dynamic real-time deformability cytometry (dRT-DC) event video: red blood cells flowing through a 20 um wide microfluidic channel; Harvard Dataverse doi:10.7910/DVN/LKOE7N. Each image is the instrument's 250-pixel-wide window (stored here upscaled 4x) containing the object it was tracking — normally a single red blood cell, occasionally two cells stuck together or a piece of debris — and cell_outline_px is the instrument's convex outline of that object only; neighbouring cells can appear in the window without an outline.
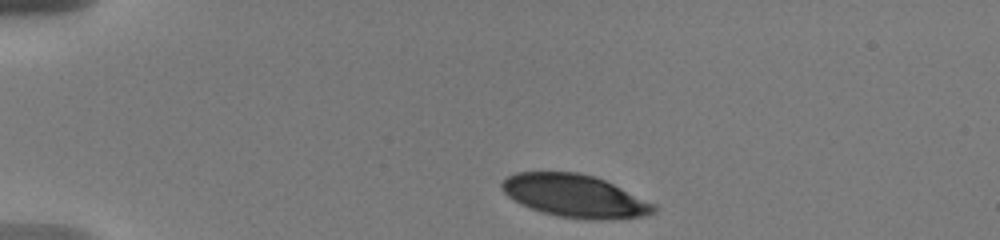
{"species": "human", "species_latin": "Homo sapiens", "temperature_condition": "warm", "stored_images_in_passage": 4, "camera_frame_rate_fps": 3000, "um_per_image_px": 0.085, "donor": {"sex": "male"}, "frame": {"image": 1, "passage_image": 1, "time_ms": 0.0, "image_size_px": [1000, 240], "cell_outline_px": [[656, 212], [648, 216], [612, 220], [584, 220], [556, 216], [520, 204], [508, 196], [500, 188], [500, 184], [508, 176], [516, 172], [576, 172], [592, 176], [604, 180], [656, 204]], "centroid_in_image_um": [48.89, 16.68], "position_along_channel_um": 36.1, "area_um2": 38.03}}
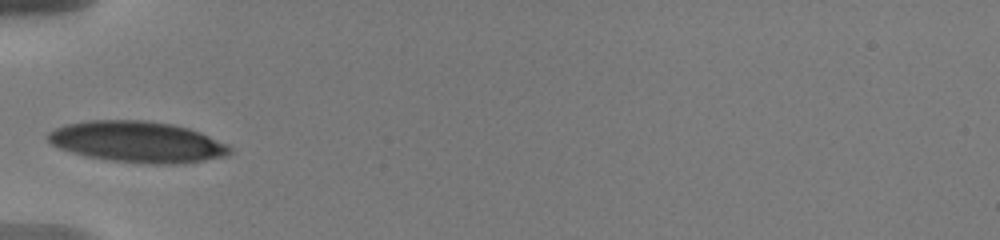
{"frame": {"image": 2, "passage_image": 4, "time_ms": 2.667, "image_size_px": [1000, 240], "cell_outline_px": [[232, 152], [228, 156], [204, 160], [176, 164], [152, 164], [112, 160], [84, 156], [60, 148], [52, 144], [44, 136], [48, 132], [56, 128], [68, 124], [88, 120], [144, 120], [172, 124], [188, 128], [200, 132], [228, 144], [232, 148]], "centroid_in_image_um": [11.69, 12.06], "position_along_channel_um": 73.3, "area_um2": 43.58}}